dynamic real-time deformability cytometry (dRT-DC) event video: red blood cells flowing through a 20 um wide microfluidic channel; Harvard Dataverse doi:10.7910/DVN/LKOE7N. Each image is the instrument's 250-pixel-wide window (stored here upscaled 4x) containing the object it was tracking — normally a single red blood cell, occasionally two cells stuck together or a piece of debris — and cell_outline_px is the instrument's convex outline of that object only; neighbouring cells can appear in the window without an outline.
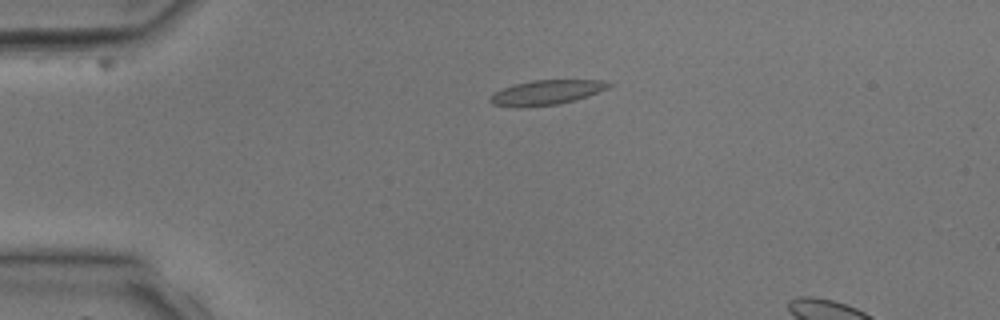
{"species": "common noctule bat (a hibernating species)", "species_latin": "Nyctalus noctula", "temperature_condition": "room temperature", "stored_images_in_passage": 5, "camera_frame_rate_fps": 3000, "um_per_image_px": 0.085, "animal": {"sex": "male", "body_mass_g": 17.9, "forearm_length_mm": 54.2}, "frame": {"image": 1, "passage_image": 1, "time_ms": 0.0, "image_size_px": [1000, 320], "cell_outline_px": [[612, 84], [608, 88], [572, 100], [556, 104], [492, 104], [488, 100], [488, 96], [492, 92], [516, 84], [532, 80], [600, 80]], "centroid_in_image_um": [46.44, 7.8], "position_along_channel_um": 38.6, "area_um2": 15.9}}